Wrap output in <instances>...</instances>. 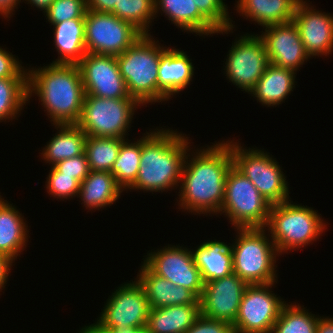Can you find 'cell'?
<instances>
[{
    "instance_id": "cell-41",
    "label": "cell",
    "mask_w": 333,
    "mask_h": 333,
    "mask_svg": "<svg viewBox=\"0 0 333 333\" xmlns=\"http://www.w3.org/2000/svg\"><path fill=\"white\" fill-rule=\"evenodd\" d=\"M79 333H149L147 326L122 328H81Z\"/></svg>"
},
{
    "instance_id": "cell-23",
    "label": "cell",
    "mask_w": 333,
    "mask_h": 333,
    "mask_svg": "<svg viewBox=\"0 0 333 333\" xmlns=\"http://www.w3.org/2000/svg\"><path fill=\"white\" fill-rule=\"evenodd\" d=\"M194 263L198 267L203 283L233 273L231 243L221 240L204 241L196 250L192 249Z\"/></svg>"
},
{
    "instance_id": "cell-15",
    "label": "cell",
    "mask_w": 333,
    "mask_h": 333,
    "mask_svg": "<svg viewBox=\"0 0 333 333\" xmlns=\"http://www.w3.org/2000/svg\"><path fill=\"white\" fill-rule=\"evenodd\" d=\"M85 95L108 99L130 97L126 82L120 74L116 56L86 53L77 64Z\"/></svg>"
},
{
    "instance_id": "cell-2",
    "label": "cell",
    "mask_w": 333,
    "mask_h": 333,
    "mask_svg": "<svg viewBox=\"0 0 333 333\" xmlns=\"http://www.w3.org/2000/svg\"><path fill=\"white\" fill-rule=\"evenodd\" d=\"M177 129H153L141 137V161L135 182L126 190L159 192L179 187L184 161L192 145Z\"/></svg>"
},
{
    "instance_id": "cell-1",
    "label": "cell",
    "mask_w": 333,
    "mask_h": 333,
    "mask_svg": "<svg viewBox=\"0 0 333 333\" xmlns=\"http://www.w3.org/2000/svg\"><path fill=\"white\" fill-rule=\"evenodd\" d=\"M212 144L192 153L188 149L178 188L179 200L176 199L178 208L184 212L195 215L220 213L226 176L233 166V159L229 140Z\"/></svg>"
},
{
    "instance_id": "cell-3",
    "label": "cell",
    "mask_w": 333,
    "mask_h": 333,
    "mask_svg": "<svg viewBox=\"0 0 333 333\" xmlns=\"http://www.w3.org/2000/svg\"><path fill=\"white\" fill-rule=\"evenodd\" d=\"M27 90L28 103L37 95L53 125L78 123L85 92L77 65L50 63L28 68Z\"/></svg>"
},
{
    "instance_id": "cell-13",
    "label": "cell",
    "mask_w": 333,
    "mask_h": 333,
    "mask_svg": "<svg viewBox=\"0 0 333 333\" xmlns=\"http://www.w3.org/2000/svg\"><path fill=\"white\" fill-rule=\"evenodd\" d=\"M227 58L223 69L226 78L247 93L254 88L269 64L263 40L252 33L236 37Z\"/></svg>"
},
{
    "instance_id": "cell-30",
    "label": "cell",
    "mask_w": 333,
    "mask_h": 333,
    "mask_svg": "<svg viewBox=\"0 0 333 333\" xmlns=\"http://www.w3.org/2000/svg\"><path fill=\"white\" fill-rule=\"evenodd\" d=\"M26 103L27 77L0 78V122L19 117Z\"/></svg>"
},
{
    "instance_id": "cell-36",
    "label": "cell",
    "mask_w": 333,
    "mask_h": 333,
    "mask_svg": "<svg viewBox=\"0 0 333 333\" xmlns=\"http://www.w3.org/2000/svg\"><path fill=\"white\" fill-rule=\"evenodd\" d=\"M87 10V0H54L43 13L53 25L71 19H85Z\"/></svg>"
},
{
    "instance_id": "cell-14",
    "label": "cell",
    "mask_w": 333,
    "mask_h": 333,
    "mask_svg": "<svg viewBox=\"0 0 333 333\" xmlns=\"http://www.w3.org/2000/svg\"><path fill=\"white\" fill-rule=\"evenodd\" d=\"M148 252L142 263L154 274L189 289L198 298L201 297L204 283L190 248L168 244L164 248Z\"/></svg>"
},
{
    "instance_id": "cell-18",
    "label": "cell",
    "mask_w": 333,
    "mask_h": 333,
    "mask_svg": "<svg viewBox=\"0 0 333 333\" xmlns=\"http://www.w3.org/2000/svg\"><path fill=\"white\" fill-rule=\"evenodd\" d=\"M308 2H299L293 22L310 58L328 56L333 51V14L316 10Z\"/></svg>"
},
{
    "instance_id": "cell-10",
    "label": "cell",
    "mask_w": 333,
    "mask_h": 333,
    "mask_svg": "<svg viewBox=\"0 0 333 333\" xmlns=\"http://www.w3.org/2000/svg\"><path fill=\"white\" fill-rule=\"evenodd\" d=\"M150 312L149 301L142 285L135 278L117 287L107 299L95 323L82 328L144 327Z\"/></svg>"
},
{
    "instance_id": "cell-37",
    "label": "cell",
    "mask_w": 333,
    "mask_h": 333,
    "mask_svg": "<svg viewBox=\"0 0 333 333\" xmlns=\"http://www.w3.org/2000/svg\"><path fill=\"white\" fill-rule=\"evenodd\" d=\"M46 179L47 193L57 199H70L76 197L80 190V183L72 176L61 175L54 166H51Z\"/></svg>"
},
{
    "instance_id": "cell-19",
    "label": "cell",
    "mask_w": 333,
    "mask_h": 333,
    "mask_svg": "<svg viewBox=\"0 0 333 333\" xmlns=\"http://www.w3.org/2000/svg\"><path fill=\"white\" fill-rule=\"evenodd\" d=\"M192 59L186 51L168 47L160 56L158 69V102H167L192 82Z\"/></svg>"
},
{
    "instance_id": "cell-46",
    "label": "cell",
    "mask_w": 333,
    "mask_h": 333,
    "mask_svg": "<svg viewBox=\"0 0 333 333\" xmlns=\"http://www.w3.org/2000/svg\"><path fill=\"white\" fill-rule=\"evenodd\" d=\"M27 4H31V6H35L36 8L40 9V11H45L48 6L54 1V0H25Z\"/></svg>"
},
{
    "instance_id": "cell-39",
    "label": "cell",
    "mask_w": 333,
    "mask_h": 333,
    "mask_svg": "<svg viewBox=\"0 0 333 333\" xmlns=\"http://www.w3.org/2000/svg\"><path fill=\"white\" fill-rule=\"evenodd\" d=\"M185 333H235L233 325L223 320L208 318L202 314Z\"/></svg>"
},
{
    "instance_id": "cell-35",
    "label": "cell",
    "mask_w": 333,
    "mask_h": 333,
    "mask_svg": "<svg viewBox=\"0 0 333 333\" xmlns=\"http://www.w3.org/2000/svg\"><path fill=\"white\" fill-rule=\"evenodd\" d=\"M199 12L218 30V33H233L235 25L232 24L228 7L223 0H193Z\"/></svg>"
},
{
    "instance_id": "cell-44",
    "label": "cell",
    "mask_w": 333,
    "mask_h": 333,
    "mask_svg": "<svg viewBox=\"0 0 333 333\" xmlns=\"http://www.w3.org/2000/svg\"><path fill=\"white\" fill-rule=\"evenodd\" d=\"M24 0H22L23 2ZM21 0H0V15L4 19L11 18L12 14L14 15L15 10L18 5H20ZM14 12V13H13Z\"/></svg>"
},
{
    "instance_id": "cell-9",
    "label": "cell",
    "mask_w": 333,
    "mask_h": 333,
    "mask_svg": "<svg viewBox=\"0 0 333 333\" xmlns=\"http://www.w3.org/2000/svg\"><path fill=\"white\" fill-rule=\"evenodd\" d=\"M137 106L142 105L135 99L85 95L77 125L87 136L127 139V131L131 128Z\"/></svg>"
},
{
    "instance_id": "cell-43",
    "label": "cell",
    "mask_w": 333,
    "mask_h": 333,
    "mask_svg": "<svg viewBox=\"0 0 333 333\" xmlns=\"http://www.w3.org/2000/svg\"><path fill=\"white\" fill-rule=\"evenodd\" d=\"M14 262L9 259L7 256L0 254V292L4 290L8 277L11 270V267Z\"/></svg>"
},
{
    "instance_id": "cell-45",
    "label": "cell",
    "mask_w": 333,
    "mask_h": 333,
    "mask_svg": "<svg viewBox=\"0 0 333 333\" xmlns=\"http://www.w3.org/2000/svg\"><path fill=\"white\" fill-rule=\"evenodd\" d=\"M316 333H333V317L318 316Z\"/></svg>"
},
{
    "instance_id": "cell-38",
    "label": "cell",
    "mask_w": 333,
    "mask_h": 333,
    "mask_svg": "<svg viewBox=\"0 0 333 333\" xmlns=\"http://www.w3.org/2000/svg\"><path fill=\"white\" fill-rule=\"evenodd\" d=\"M61 175L72 176L73 179H76L81 183L89 174L90 169L85 153L62 160L53 165Z\"/></svg>"
},
{
    "instance_id": "cell-29",
    "label": "cell",
    "mask_w": 333,
    "mask_h": 333,
    "mask_svg": "<svg viewBox=\"0 0 333 333\" xmlns=\"http://www.w3.org/2000/svg\"><path fill=\"white\" fill-rule=\"evenodd\" d=\"M53 126L59 130L43 148L41 153L43 161L53 166L59 161L73 158L84 152L87 135L77 124Z\"/></svg>"
},
{
    "instance_id": "cell-17",
    "label": "cell",
    "mask_w": 333,
    "mask_h": 333,
    "mask_svg": "<svg viewBox=\"0 0 333 333\" xmlns=\"http://www.w3.org/2000/svg\"><path fill=\"white\" fill-rule=\"evenodd\" d=\"M259 37L263 40L269 63L297 72L310 57L304 49L297 26L292 21L269 25Z\"/></svg>"
},
{
    "instance_id": "cell-25",
    "label": "cell",
    "mask_w": 333,
    "mask_h": 333,
    "mask_svg": "<svg viewBox=\"0 0 333 333\" xmlns=\"http://www.w3.org/2000/svg\"><path fill=\"white\" fill-rule=\"evenodd\" d=\"M54 45L58 58L52 64L77 65L86 55L85 19L53 24ZM60 55V56H59Z\"/></svg>"
},
{
    "instance_id": "cell-28",
    "label": "cell",
    "mask_w": 333,
    "mask_h": 333,
    "mask_svg": "<svg viewBox=\"0 0 333 333\" xmlns=\"http://www.w3.org/2000/svg\"><path fill=\"white\" fill-rule=\"evenodd\" d=\"M200 314V301L196 305L150 308L146 326L149 333H185Z\"/></svg>"
},
{
    "instance_id": "cell-40",
    "label": "cell",
    "mask_w": 333,
    "mask_h": 333,
    "mask_svg": "<svg viewBox=\"0 0 333 333\" xmlns=\"http://www.w3.org/2000/svg\"><path fill=\"white\" fill-rule=\"evenodd\" d=\"M27 77V69L19 58L0 47V78Z\"/></svg>"
},
{
    "instance_id": "cell-7",
    "label": "cell",
    "mask_w": 333,
    "mask_h": 333,
    "mask_svg": "<svg viewBox=\"0 0 333 333\" xmlns=\"http://www.w3.org/2000/svg\"><path fill=\"white\" fill-rule=\"evenodd\" d=\"M229 140L233 166L247 177L260 194L272 205L289 199V184L276 158L258 148H244L241 143Z\"/></svg>"
},
{
    "instance_id": "cell-8",
    "label": "cell",
    "mask_w": 333,
    "mask_h": 333,
    "mask_svg": "<svg viewBox=\"0 0 333 333\" xmlns=\"http://www.w3.org/2000/svg\"><path fill=\"white\" fill-rule=\"evenodd\" d=\"M271 205L247 177L234 166L231 167L226 176L219 214L228 217L233 229L265 227Z\"/></svg>"
},
{
    "instance_id": "cell-31",
    "label": "cell",
    "mask_w": 333,
    "mask_h": 333,
    "mask_svg": "<svg viewBox=\"0 0 333 333\" xmlns=\"http://www.w3.org/2000/svg\"><path fill=\"white\" fill-rule=\"evenodd\" d=\"M124 140L121 138L87 136L84 153L90 171L110 172Z\"/></svg>"
},
{
    "instance_id": "cell-33",
    "label": "cell",
    "mask_w": 333,
    "mask_h": 333,
    "mask_svg": "<svg viewBox=\"0 0 333 333\" xmlns=\"http://www.w3.org/2000/svg\"><path fill=\"white\" fill-rule=\"evenodd\" d=\"M299 305L286 303L271 333H316L318 316Z\"/></svg>"
},
{
    "instance_id": "cell-11",
    "label": "cell",
    "mask_w": 333,
    "mask_h": 333,
    "mask_svg": "<svg viewBox=\"0 0 333 333\" xmlns=\"http://www.w3.org/2000/svg\"><path fill=\"white\" fill-rule=\"evenodd\" d=\"M142 34L130 23L112 13L87 10L85 15V45L87 53L118 56Z\"/></svg>"
},
{
    "instance_id": "cell-22",
    "label": "cell",
    "mask_w": 333,
    "mask_h": 333,
    "mask_svg": "<svg viewBox=\"0 0 333 333\" xmlns=\"http://www.w3.org/2000/svg\"><path fill=\"white\" fill-rule=\"evenodd\" d=\"M0 200V254L13 262L27 247L29 230L24 216L15 205Z\"/></svg>"
},
{
    "instance_id": "cell-6",
    "label": "cell",
    "mask_w": 333,
    "mask_h": 333,
    "mask_svg": "<svg viewBox=\"0 0 333 333\" xmlns=\"http://www.w3.org/2000/svg\"><path fill=\"white\" fill-rule=\"evenodd\" d=\"M235 231L237 235L231 244L233 273L248 285L277 282L275 264L279 253L265 227Z\"/></svg>"
},
{
    "instance_id": "cell-21",
    "label": "cell",
    "mask_w": 333,
    "mask_h": 333,
    "mask_svg": "<svg viewBox=\"0 0 333 333\" xmlns=\"http://www.w3.org/2000/svg\"><path fill=\"white\" fill-rule=\"evenodd\" d=\"M159 12L184 33L202 37L218 35V30L199 12L193 0H155V18Z\"/></svg>"
},
{
    "instance_id": "cell-12",
    "label": "cell",
    "mask_w": 333,
    "mask_h": 333,
    "mask_svg": "<svg viewBox=\"0 0 333 333\" xmlns=\"http://www.w3.org/2000/svg\"><path fill=\"white\" fill-rule=\"evenodd\" d=\"M275 283L277 282L246 287L237 318L232 324L235 333H271L286 304L284 299L272 291Z\"/></svg>"
},
{
    "instance_id": "cell-5",
    "label": "cell",
    "mask_w": 333,
    "mask_h": 333,
    "mask_svg": "<svg viewBox=\"0 0 333 333\" xmlns=\"http://www.w3.org/2000/svg\"><path fill=\"white\" fill-rule=\"evenodd\" d=\"M153 36L142 35L125 52L116 56L120 74L130 97L141 105L158 102V69L167 47Z\"/></svg>"
},
{
    "instance_id": "cell-32",
    "label": "cell",
    "mask_w": 333,
    "mask_h": 333,
    "mask_svg": "<svg viewBox=\"0 0 333 333\" xmlns=\"http://www.w3.org/2000/svg\"><path fill=\"white\" fill-rule=\"evenodd\" d=\"M125 139L110 173L117 184L126 191L136 180L141 161V138L131 142Z\"/></svg>"
},
{
    "instance_id": "cell-16",
    "label": "cell",
    "mask_w": 333,
    "mask_h": 333,
    "mask_svg": "<svg viewBox=\"0 0 333 333\" xmlns=\"http://www.w3.org/2000/svg\"><path fill=\"white\" fill-rule=\"evenodd\" d=\"M247 286L235 273L204 283L199 298L201 314L233 324Z\"/></svg>"
},
{
    "instance_id": "cell-42",
    "label": "cell",
    "mask_w": 333,
    "mask_h": 333,
    "mask_svg": "<svg viewBox=\"0 0 333 333\" xmlns=\"http://www.w3.org/2000/svg\"><path fill=\"white\" fill-rule=\"evenodd\" d=\"M115 5H118V0H87V9L95 12L110 13Z\"/></svg>"
},
{
    "instance_id": "cell-27",
    "label": "cell",
    "mask_w": 333,
    "mask_h": 333,
    "mask_svg": "<svg viewBox=\"0 0 333 333\" xmlns=\"http://www.w3.org/2000/svg\"><path fill=\"white\" fill-rule=\"evenodd\" d=\"M124 190L117 184L114 175L108 171H90L80 183L77 197L89 211L111 206L121 197ZM120 196V197H119Z\"/></svg>"
},
{
    "instance_id": "cell-24",
    "label": "cell",
    "mask_w": 333,
    "mask_h": 333,
    "mask_svg": "<svg viewBox=\"0 0 333 333\" xmlns=\"http://www.w3.org/2000/svg\"><path fill=\"white\" fill-rule=\"evenodd\" d=\"M296 72L269 63L263 76L249 92L263 106L282 104L295 88Z\"/></svg>"
},
{
    "instance_id": "cell-34",
    "label": "cell",
    "mask_w": 333,
    "mask_h": 333,
    "mask_svg": "<svg viewBox=\"0 0 333 333\" xmlns=\"http://www.w3.org/2000/svg\"><path fill=\"white\" fill-rule=\"evenodd\" d=\"M130 23L142 35H150V25L155 19V0H118L110 12Z\"/></svg>"
},
{
    "instance_id": "cell-26",
    "label": "cell",
    "mask_w": 333,
    "mask_h": 333,
    "mask_svg": "<svg viewBox=\"0 0 333 333\" xmlns=\"http://www.w3.org/2000/svg\"><path fill=\"white\" fill-rule=\"evenodd\" d=\"M301 0H238L237 13L267 27L293 20L297 5ZM245 16V17H244Z\"/></svg>"
},
{
    "instance_id": "cell-20",
    "label": "cell",
    "mask_w": 333,
    "mask_h": 333,
    "mask_svg": "<svg viewBox=\"0 0 333 333\" xmlns=\"http://www.w3.org/2000/svg\"><path fill=\"white\" fill-rule=\"evenodd\" d=\"M140 267L136 279L144 288L150 308L196 305L199 302V298L189 289L154 274L144 263Z\"/></svg>"
},
{
    "instance_id": "cell-4",
    "label": "cell",
    "mask_w": 333,
    "mask_h": 333,
    "mask_svg": "<svg viewBox=\"0 0 333 333\" xmlns=\"http://www.w3.org/2000/svg\"><path fill=\"white\" fill-rule=\"evenodd\" d=\"M320 215L313 208L291 200L271 205L265 229L270 232L279 255L297 251L323 236L327 224Z\"/></svg>"
}]
</instances>
